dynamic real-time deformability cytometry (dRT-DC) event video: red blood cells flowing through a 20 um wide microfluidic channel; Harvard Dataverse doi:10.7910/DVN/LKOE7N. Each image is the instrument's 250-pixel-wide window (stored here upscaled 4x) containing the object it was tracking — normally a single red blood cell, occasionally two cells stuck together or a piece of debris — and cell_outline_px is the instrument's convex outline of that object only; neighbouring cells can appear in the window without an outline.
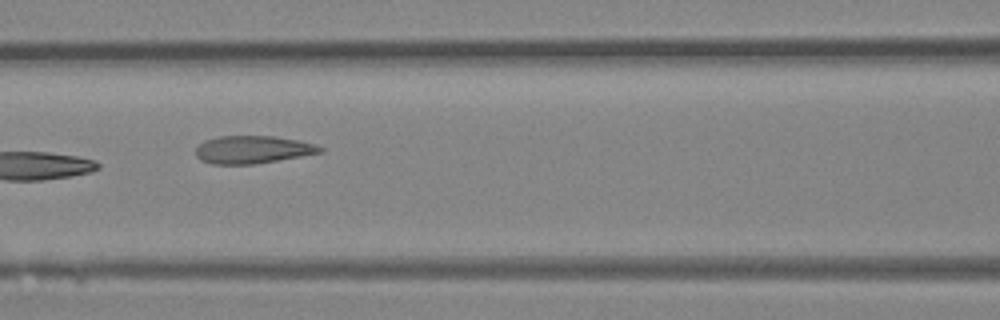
{"species": "Egyptian fruit bat (a non-hibernating species)", "species_latin": "Rousettus aegyptiacus", "temperature_condition": "room temperature", "stored_images_in_passage": 6, "camera_frame_rate_fps": 3000, "um_per_image_px": 0.085, "animal": {"sex": "female"}, "frame": {"image": 1, "passage_image": 5, "time_ms": 1.333, "image_size_px": [1000, 320], "cell_outline_px": [[324, 152], [256, 164], [212, 164], [200, 160], [196, 156], [196, 148], [204, 140], [220, 136], [272, 136], [300, 140], [316, 144], [324, 148]], "centroid_in_image_um": [21.5, 12.72], "position_along_channel_um": 145.1, "area_um2": 20.23}}
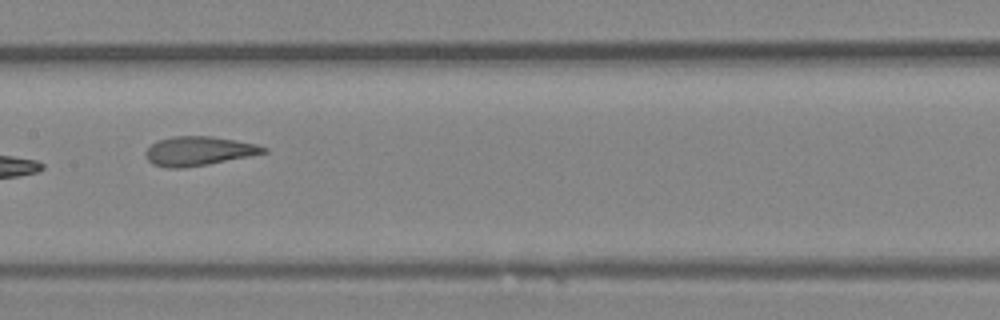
{"frame": {"image": 2, "passage_image": 6, "time_ms": 1.667, "image_size_px": [1000, 320], "cell_outline_px": [[268, 152], [252, 156], [208, 164], [184, 168], [168, 168], [152, 164], [144, 156], [144, 152], [156, 140], [172, 136], [212, 136], [236, 140], [256, 144], [268, 148]], "centroid_in_image_um": [16.88, 12.84], "position_along_channel_um": 190.5, "area_um2": 20.29}}